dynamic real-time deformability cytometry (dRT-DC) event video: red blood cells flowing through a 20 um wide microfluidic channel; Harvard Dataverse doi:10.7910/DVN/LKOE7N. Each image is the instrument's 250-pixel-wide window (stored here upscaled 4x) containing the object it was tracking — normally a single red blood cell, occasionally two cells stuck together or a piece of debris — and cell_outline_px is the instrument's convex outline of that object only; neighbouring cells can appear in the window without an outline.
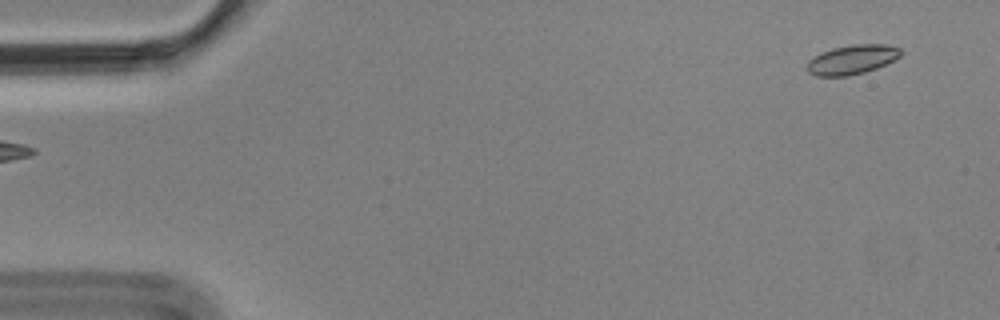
{"species": "Egyptian fruit bat (a non-hibernating species)", "species_latin": "Rousettus aegyptiacus", "temperature_condition": "cold", "stored_images_in_passage": 4, "camera_frame_rate_fps": 3000, "um_per_image_px": 0.085, "animal": {"sex": "male"}, "frame": {"image": 1, "passage_image": 4, "time_ms": 1.0, "image_size_px": [1000, 320], "cell_outline_px": [[900, 56], [876, 68], [864, 72], [848, 76], [816, 76], [808, 72], [808, 60], [820, 52], [832, 48], [852, 44], [888, 44], [900, 48]], "centroid_in_image_um": [72.39, 5.05], "position_along_channel_um": 12.6, "area_um2": 15.95}}